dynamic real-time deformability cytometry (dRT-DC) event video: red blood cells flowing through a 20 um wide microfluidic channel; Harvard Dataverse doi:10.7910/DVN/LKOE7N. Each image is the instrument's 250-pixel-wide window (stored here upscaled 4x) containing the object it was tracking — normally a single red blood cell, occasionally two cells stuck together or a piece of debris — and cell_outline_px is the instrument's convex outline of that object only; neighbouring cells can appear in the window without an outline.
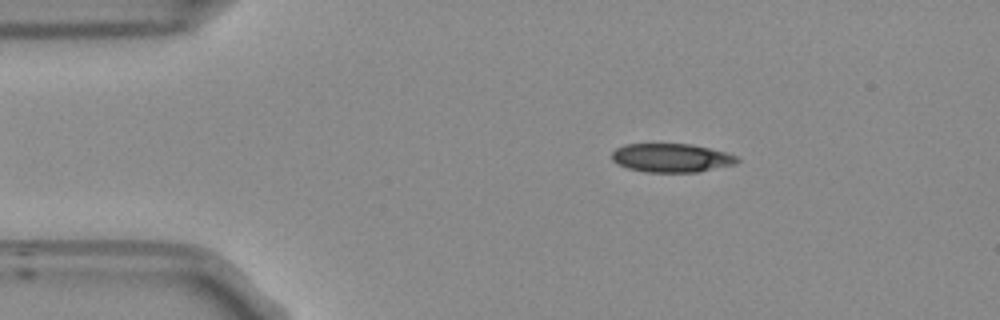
{"species": "Egyptian fruit bat (a non-hibernating species)", "species_latin": "Rousettus aegyptiacus", "temperature_condition": "room temperature", "stored_images_in_passage": 52, "camera_frame_rate_fps": 3000, "um_per_image_px": 0.085, "frame": {"image": 1, "passage_image": 8, "time_ms": 2.333, "image_size_px": [1000, 320], "cell_outline_px": [[740, 160], [736, 164], [696, 172], [644, 172], [628, 168], [612, 160], [612, 152], [616, 148], [624, 144], [692, 144], [724, 152], [736, 156]], "centroid_in_image_um": [57.06, 13.42], "position_along_channel_um": 27.9, "area_um2": 20.81}}
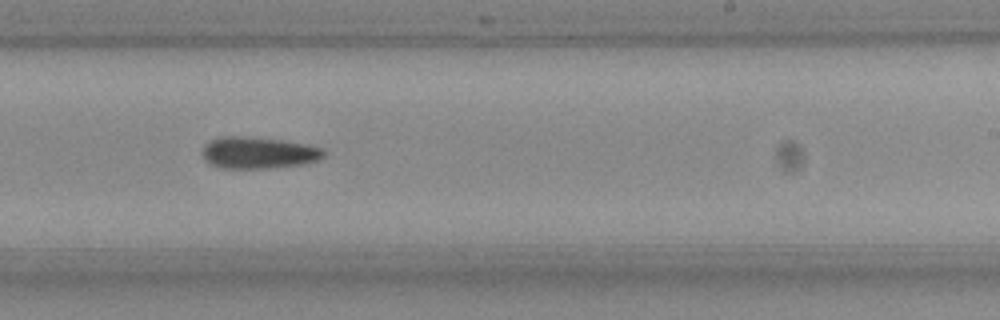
{"frame": {"image": 2, "passage_image": 31, "time_ms": 10.0, "image_size_px": [1000, 320], "cell_outline_px": [[324, 156], [316, 160], [304, 164], [272, 168], [220, 168], [208, 164], [204, 160], [204, 144], [220, 136], [240, 136], [280, 140], [304, 144], [320, 148], [324, 152]], "centroid_in_image_um": [21.91, 13.0], "position_along_channel_um": 267.1, "area_um2": 22.2}}
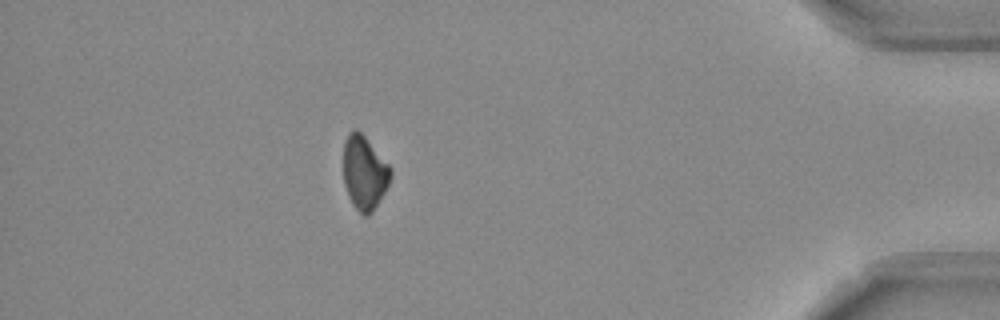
{"frame": {"image": 3, "passage_image": 46, "time_ms": 15.0, "image_size_px": [1000, 320], "cell_outline_px": [[392, 176], [384, 192], [372, 212], [368, 216], [364, 216], [352, 204], [344, 184], [344, 144], [348, 132], [352, 128], [356, 128], [364, 136], [392, 168]], "centroid_in_image_um": [30.97, 14.67], "position_along_channel_um": 404.2, "area_um2": 20.17}}